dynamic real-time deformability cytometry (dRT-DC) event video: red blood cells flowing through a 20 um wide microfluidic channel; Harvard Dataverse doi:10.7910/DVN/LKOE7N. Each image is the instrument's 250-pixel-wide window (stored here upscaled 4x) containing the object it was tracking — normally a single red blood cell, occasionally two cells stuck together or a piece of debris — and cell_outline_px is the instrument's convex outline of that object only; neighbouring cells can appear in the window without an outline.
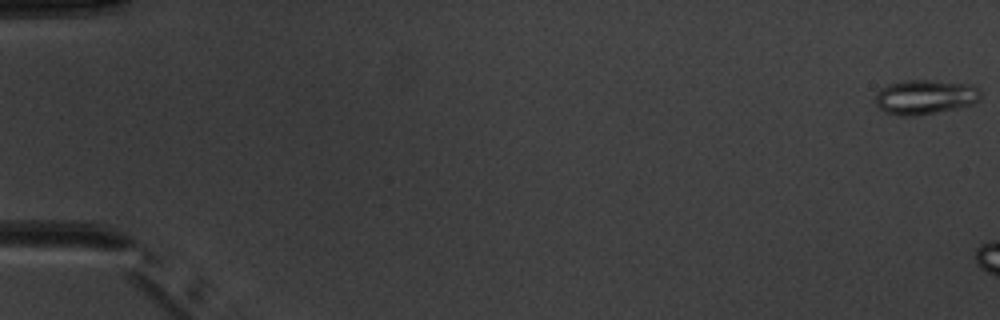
{"species": "common noctule bat (a hibernating species)", "species_latin": "Nyctalus noctula", "temperature_condition": "warm", "stored_images_in_passage": 7, "camera_frame_rate_fps": 3000, "um_per_image_px": 0.085, "animal": {"sex": "male", "body_mass_g": 20.1, "forearm_length_mm": 53.5}, "frame": {"image": 1, "passage_image": 1, "time_ms": 0.0, "image_size_px": [1000, 320], "cell_outline_px": [[980, 100], [972, 104], [936, 112], [912, 116], [900, 116], [884, 112], [876, 104], [876, 92], [888, 84], [908, 80], [928, 80], [972, 84], [980, 88]], "centroid_in_image_um": [78.63, 8.24], "position_along_channel_um": 6.4, "area_um2": 21.15}}